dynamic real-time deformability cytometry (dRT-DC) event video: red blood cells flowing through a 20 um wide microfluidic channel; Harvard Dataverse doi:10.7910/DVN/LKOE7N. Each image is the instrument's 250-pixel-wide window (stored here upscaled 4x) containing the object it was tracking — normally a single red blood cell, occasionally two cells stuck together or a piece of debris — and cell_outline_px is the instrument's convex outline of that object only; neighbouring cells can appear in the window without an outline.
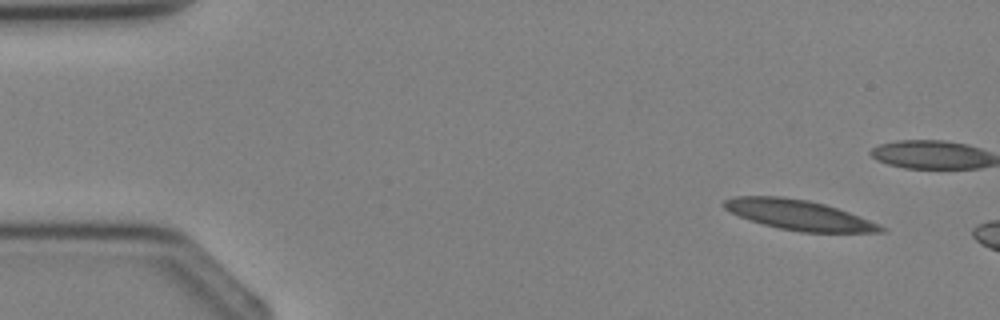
{"species": "Egyptian fruit bat (a non-hibernating species)", "species_latin": "Rousettus aegyptiacus", "temperature_condition": "cold", "stored_images_in_passage": 3, "camera_frame_rate_fps": 3000, "um_per_image_px": 0.085, "animal": {"sex": "female"}, "frame": {"image": 1, "passage_image": 1, "time_ms": 0.0, "image_size_px": [1000, 320], "cell_outline_px": [[884, 232], [800, 232], [780, 228], [748, 220], [724, 208], [720, 204], [724, 200], [732, 196], [780, 196], [808, 200], [824, 204], [848, 212], [868, 220], [884, 228]], "centroid_in_image_um": [67.81, 18.25], "position_along_channel_um": 17.2, "area_um2": 27.05}}